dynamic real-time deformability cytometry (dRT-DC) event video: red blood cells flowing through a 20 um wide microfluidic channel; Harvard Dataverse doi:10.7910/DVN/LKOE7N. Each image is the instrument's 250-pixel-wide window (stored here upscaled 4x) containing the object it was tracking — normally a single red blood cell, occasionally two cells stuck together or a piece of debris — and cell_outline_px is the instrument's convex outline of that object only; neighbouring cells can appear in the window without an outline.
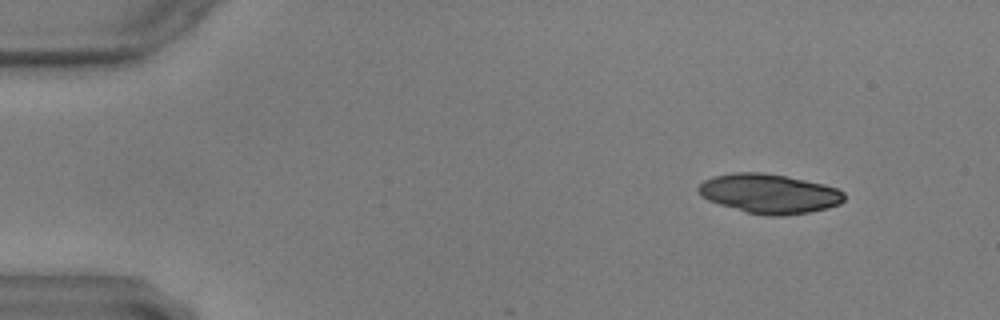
{"species": "common noctule bat (a hibernating species)", "species_latin": "Nyctalus noctula", "temperature_condition": "warm", "stored_images_in_passage": 53, "camera_frame_rate_fps": 3000, "um_per_image_px": 0.085, "animal": {"sex": "male", "body_mass_g": 17.9, "forearm_length_mm": 54.2}, "frame": {"image": 1, "passage_image": 2, "time_ms": 0.333, "image_size_px": [1000, 320], "cell_outline_px": [[844, 200], [840, 204], [828, 208], [808, 212], [784, 216], [768, 216], [748, 212], [720, 204], [708, 200], [700, 196], [696, 188], [704, 180], [712, 176], [732, 172], [764, 172], [824, 184], [836, 188], [844, 192]], "centroid_in_image_um": [65.36, 16.45], "position_along_channel_um": 19.6, "area_um2": 33.52}}